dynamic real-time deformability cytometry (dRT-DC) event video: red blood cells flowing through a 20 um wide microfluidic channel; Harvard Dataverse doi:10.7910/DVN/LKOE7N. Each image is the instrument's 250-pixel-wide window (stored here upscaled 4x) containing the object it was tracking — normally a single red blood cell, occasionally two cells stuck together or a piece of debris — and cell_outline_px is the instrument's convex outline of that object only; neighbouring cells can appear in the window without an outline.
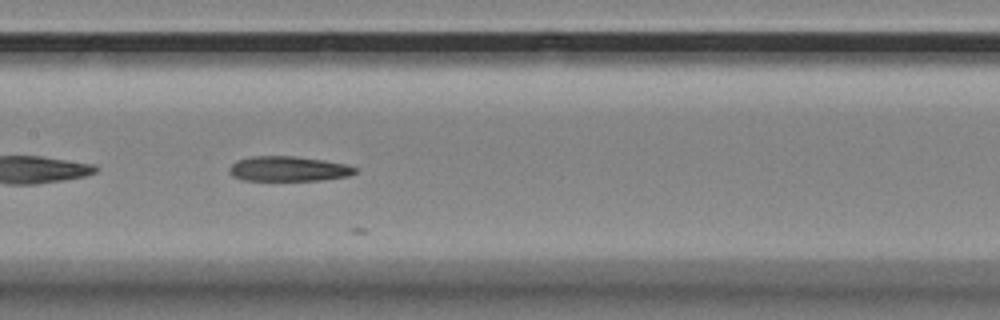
{"species": "Egyptian fruit bat (a non-hibernating species)", "species_latin": "Rousettus aegyptiacus", "temperature_condition": "room temperature", "stored_images_in_passage": 14, "camera_frame_rate_fps": 3000, "um_per_image_px": 0.085, "animal": {"sex": "female"}, "frame": {"image": 1, "passage_image": 11, "time_ms": 3.333, "image_size_px": [1000, 320], "cell_outline_px": [[356, 172], [348, 176], [320, 180], [244, 180], [232, 176], [228, 172], [228, 168], [236, 160], [252, 156], [292, 156], [324, 160], [344, 164], [356, 168]], "centroid_in_image_um": [24.46, 14.34], "position_along_channel_um": 182.9, "area_um2": 18.21}}